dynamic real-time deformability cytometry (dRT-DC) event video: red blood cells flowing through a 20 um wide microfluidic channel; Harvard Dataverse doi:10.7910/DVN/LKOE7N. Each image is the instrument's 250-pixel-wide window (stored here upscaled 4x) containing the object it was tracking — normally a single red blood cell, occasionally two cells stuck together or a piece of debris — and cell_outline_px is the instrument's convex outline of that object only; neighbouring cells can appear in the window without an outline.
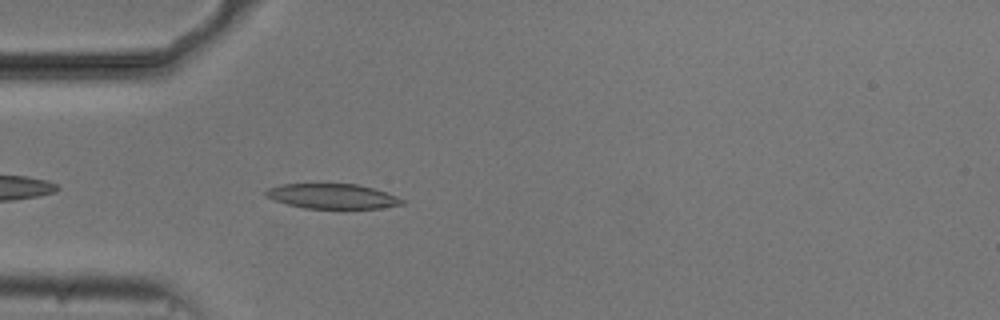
{"species": "common noctule bat (a hibernating species)", "species_latin": "Nyctalus noctula", "temperature_condition": "cold", "stored_images_in_passage": 41, "camera_frame_rate_fps": 3000, "um_per_image_px": 0.085, "animal": {"sex": "male", "body_mass_g": 20.5, "forearm_length_mm": 52.5}, "frame": {"image": 1, "passage_image": 3, "time_ms": 0.667, "image_size_px": [1000, 320], "cell_outline_px": [[404, 204], [380, 208], [304, 208], [288, 204], [264, 196], [264, 192], [268, 188], [280, 184], [356, 184], [372, 188], [396, 196], [404, 200]], "centroid_in_image_um": [28.22, 16.68], "position_along_channel_um": 56.8, "area_um2": 19.54}}
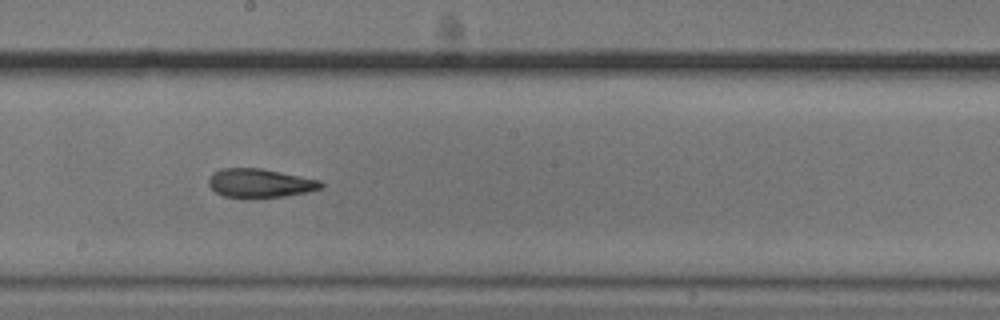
{"frame": {"image": 2, "passage_image": 17, "time_ms": 5.333, "image_size_px": [1000, 320], "cell_outline_px": [[324, 188], [308, 192], [284, 196], [252, 200], [240, 200], [224, 196], [216, 192], [208, 184], [208, 180], [212, 172], [220, 168], [260, 168], [320, 180], [324, 184]], "centroid_in_image_um": [22.07, 15.6], "position_along_channel_um": 226.1, "area_um2": 19.54}}
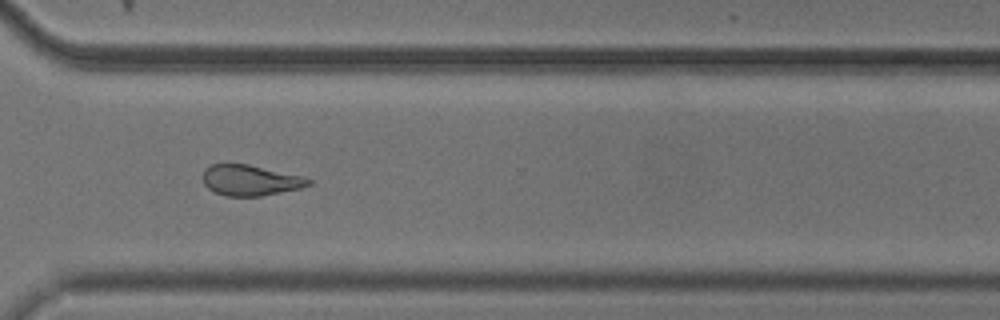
{"frame": {"image": 3, "passage_image": 27, "time_ms": 8.667, "image_size_px": [1000, 320], "cell_outline_px": [[312, 184], [300, 188], [260, 196], [224, 196], [208, 188], [204, 184], [204, 168], [212, 164], [248, 164], [304, 176], [312, 180]], "centroid_in_image_um": [21.3, 15.32], "position_along_channel_um": 349.3, "area_um2": 18.84}, "authors_computed_cell_mechanics": {"area_um2": 19.7676, "velocity_mm_per_s": 3.7174, "shape_relaxation_time_tau1_ms": 5.757, "shape_relaxation_time_tau2_ms": 4.0569, "deformation_change_tau1": 0.1689, "deformation_change_tau2": 0.133}}